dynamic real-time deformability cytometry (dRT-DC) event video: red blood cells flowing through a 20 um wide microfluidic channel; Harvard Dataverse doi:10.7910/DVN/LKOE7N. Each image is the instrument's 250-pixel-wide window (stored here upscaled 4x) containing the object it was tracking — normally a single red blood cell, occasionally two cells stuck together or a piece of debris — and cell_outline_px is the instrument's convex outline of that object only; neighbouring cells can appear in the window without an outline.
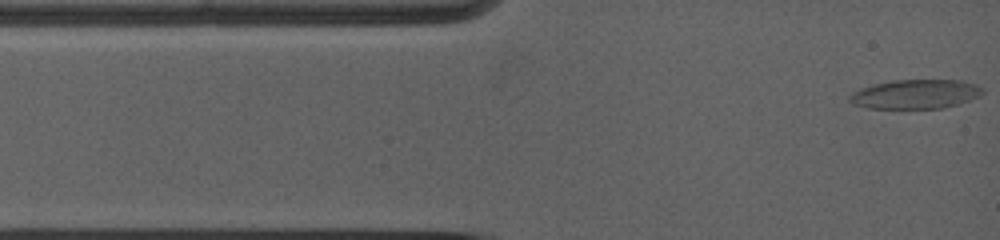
{"species": "common noctule bat (a hibernating species)", "species_latin": "Nyctalus noctula", "temperature_condition": "warm", "stored_images_in_passage": 34, "camera_frame_rate_fps": 5000, "um_per_image_px": 0.085, "animal": {"sex": "female", "body_mass_g": 19.0, "forearm_length_mm": 53.3}, "frame": {"image": 1, "passage_image": 1, "time_ms": 0.0, "image_size_px": [1000, 240], "cell_outline_px": [[984, 92], [980, 96], [944, 108], [868, 108], [852, 104], [848, 100], [848, 96], [852, 92], [860, 88], [892, 80], [960, 80], [976, 84], [984, 88]], "centroid_in_image_um": [77.81, 8.0], "position_along_channel_um": 7.2, "area_um2": 22.66}}
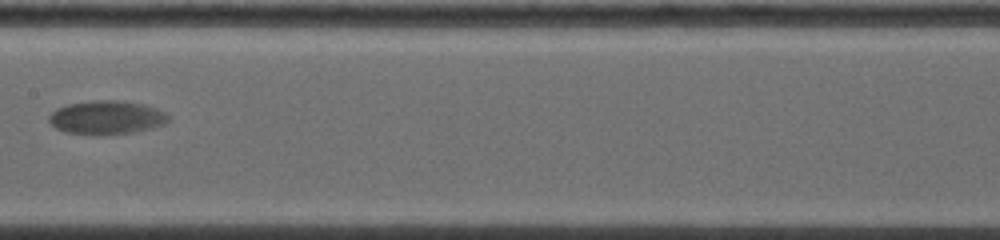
{"frame": {"image": 2, "passage_image": 15, "time_ms": 6.6, "image_size_px": [1000, 240], "cell_outline_px": [[168, 120], [164, 124], [132, 132], [96, 136], [64, 132], [56, 128], [48, 120], [48, 116], [56, 108], [68, 104], [92, 100], [116, 100], [144, 104], [156, 108], [164, 112], [168, 116]], "centroid_in_image_um": [9.0, 9.99], "position_along_channel_um": 198.4, "area_um2": 23.47}}
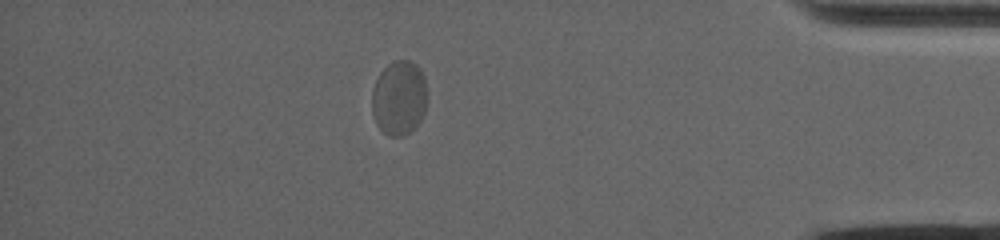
{"frame": {"image": 3, "passage_image": 29, "time_ms": 13.4, "image_size_px": [1000, 240], "cell_outline_px": [[428, 96], [424, 112], [420, 120], [404, 136], [388, 136], [376, 124], [372, 112], [372, 88], [380, 72], [388, 64], [396, 60], [408, 60], [416, 64], [420, 68], [424, 76]], "centroid_in_image_um": [33.92, 8.3], "position_along_channel_um": 401.3, "area_um2": 24.16}, "authors_computed_cell_mechanics": {"area_um2": 22.1374, "velocity_mm_per_s": 3.631, "shape_relaxation_time_tau1_ms": 4.4225, "shape_relaxation_time_tau2_ms": null, "deformation_change_tau1": 0.1045, "deformation_change_tau2": null}}